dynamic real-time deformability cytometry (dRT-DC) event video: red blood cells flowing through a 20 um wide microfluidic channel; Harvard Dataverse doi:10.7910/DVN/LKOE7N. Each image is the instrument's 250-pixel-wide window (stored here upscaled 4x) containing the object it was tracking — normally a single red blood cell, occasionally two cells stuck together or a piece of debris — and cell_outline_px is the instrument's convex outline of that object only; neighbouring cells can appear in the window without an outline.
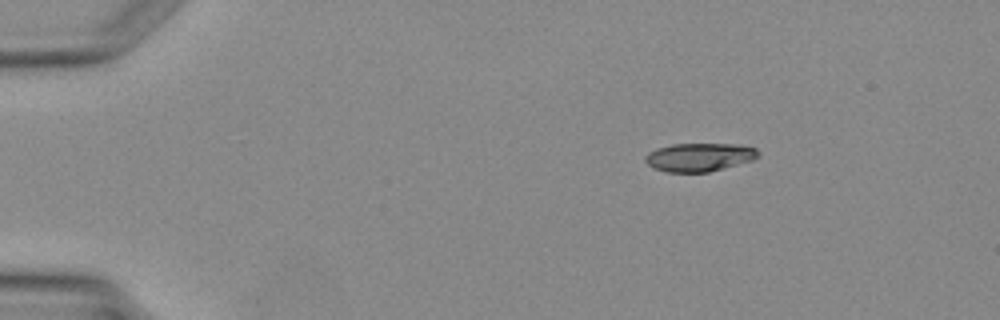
{"species": "Egyptian fruit bat (a non-hibernating species)", "species_latin": "Rousettus aegyptiacus", "temperature_condition": "warm", "stored_images_in_passage": 2, "camera_frame_rate_fps": 3000, "um_per_image_px": 0.085, "animal": {"sex": "female"}, "frame": {"image": 1, "passage_image": 1, "time_ms": 0.0, "image_size_px": [1000, 320], "cell_outline_px": [[760, 156], [752, 160], [708, 172], [668, 172], [656, 168], [648, 164], [644, 160], [644, 156], [648, 152], [656, 148], [672, 144], [736, 144], [756, 148]], "centroid_in_image_um": [59.42, 13.35], "position_along_channel_um": 25.6, "area_um2": 18.55}}